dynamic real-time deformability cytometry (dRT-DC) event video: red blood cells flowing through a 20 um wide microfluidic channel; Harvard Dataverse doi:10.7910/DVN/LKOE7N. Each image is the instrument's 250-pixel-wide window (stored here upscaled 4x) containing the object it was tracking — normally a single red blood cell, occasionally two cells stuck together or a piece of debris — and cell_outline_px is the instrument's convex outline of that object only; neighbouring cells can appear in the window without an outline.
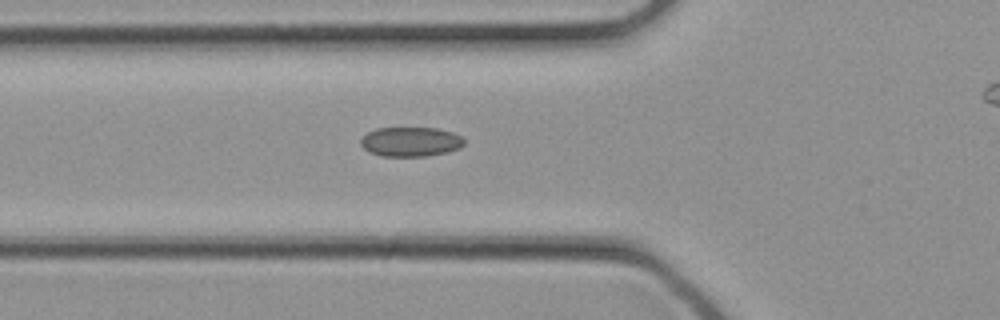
{"species": "common noctule bat (a hibernating species)", "species_latin": "Nyctalus noctula", "temperature_condition": "cold", "stored_images_in_passage": 20, "camera_frame_rate_fps": 3000, "um_per_image_px": 0.085, "animal": {"sex": "female", "body_mass_g": 21.9}, "frame": {"image": 1, "passage_image": 3, "time_ms": 0.667, "image_size_px": [1000, 320], "cell_outline_px": [[464, 144], [460, 148], [448, 152], [424, 156], [380, 156], [368, 152], [360, 144], [360, 140], [368, 132], [376, 128], [436, 128], [452, 132], [460, 136], [464, 140]], "centroid_in_image_um": [34.89, 12.05], "position_along_channel_um": 90.9, "area_um2": 17.8}}
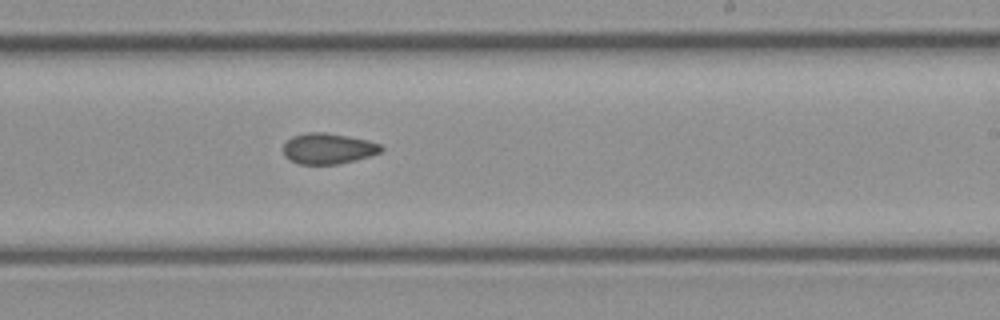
{"frame": {"image": 2, "passage_image": 11, "time_ms": 3.333, "image_size_px": [1000, 320], "cell_outline_px": [[384, 148], [380, 152], [356, 160], [336, 164], [300, 164], [284, 156], [284, 144], [292, 136], [308, 132], [324, 132], [348, 136], [368, 140], [380, 144]], "centroid_in_image_um": [27.89, 12.62], "position_along_channel_um": 261.1, "area_um2": 17.4}}
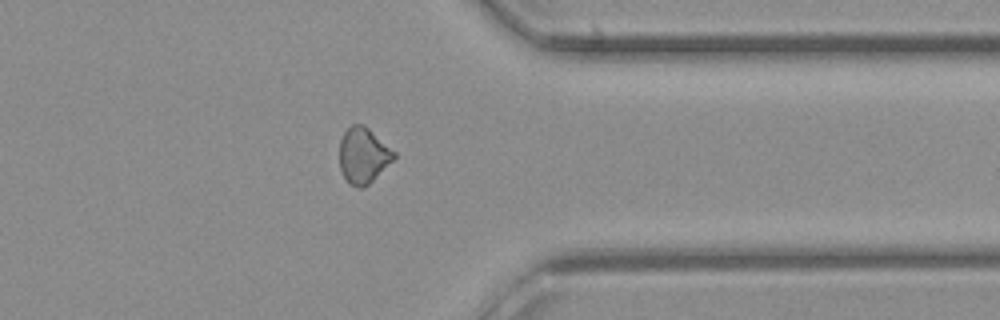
{"frame": {"image": 3, "passage_image": 17, "time_ms": 5.333, "image_size_px": [1000, 320], "cell_outline_px": [[396, 156], [364, 188], [360, 188], [348, 184], [340, 168], [340, 140], [344, 132], [352, 124], [364, 124], [396, 152]], "centroid_in_image_um": [30.86, 13.2], "position_along_channel_um": 380.5, "area_um2": 17.51}}